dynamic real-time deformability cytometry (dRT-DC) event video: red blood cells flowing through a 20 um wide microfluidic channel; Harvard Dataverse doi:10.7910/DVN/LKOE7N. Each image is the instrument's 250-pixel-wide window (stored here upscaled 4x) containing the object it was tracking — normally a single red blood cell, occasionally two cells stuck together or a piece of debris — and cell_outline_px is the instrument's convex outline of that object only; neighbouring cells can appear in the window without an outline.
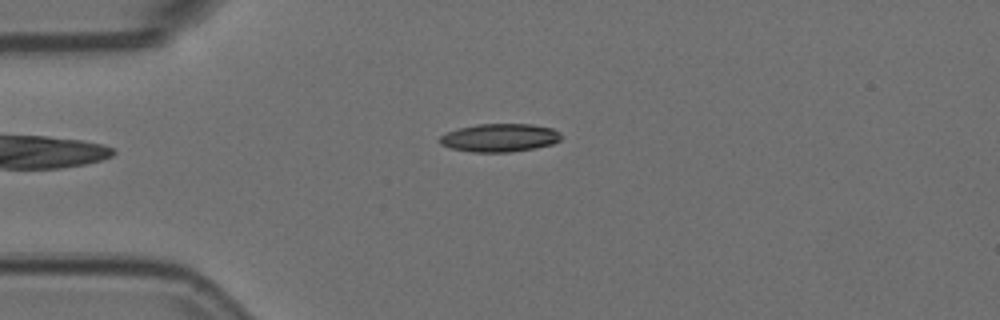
{"species": "Egyptian fruit bat (a non-hibernating species)", "species_latin": "Rousettus aegyptiacus", "temperature_condition": "room temperature", "stored_images_in_passage": 35, "camera_frame_rate_fps": 3000, "um_per_image_px": 0.085, "animal": {"sex": "female"}, "frame": {"image": 1, "passage_image": 1, "time_ms": 0.0, "image_size_px": [1000, 320], "cell_outline_px": [[564, 136], [560, 140], [552, 144], [532, 148], [508, 152], [472, 152], [452, 148], [440, 144], [440, 136], [448, 132], [460, 128], [476, 124], [532, 124], [552, 128], [560, 132]], "centroid_in_image_um": [42.51, 11.7], "position_along_channel_um": 42.5, "area_um2": 19.83}}
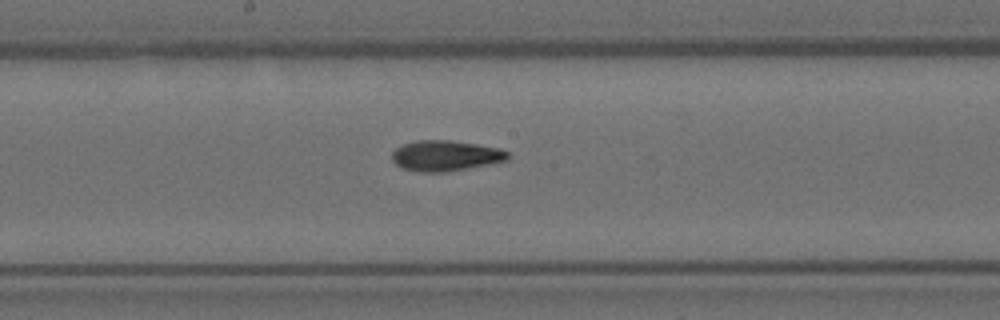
{"frame": {"image": 2, "passage_image": 16, "time_ms": 5.0, "image_size_px": [1000, 320], "cell_outline_px": [[508, 160], [468, 168], [444, 172], [420, 172], [400, 168], [392, 160], [392, 152], [396, 148], [404, 144], [416, 140], [452, 140], [500, 148], [508, 152]], "centroid_in_image_um": [37.84, 13.23], "position_along_channel_um": 210.4, "area_um2": 20.63}}
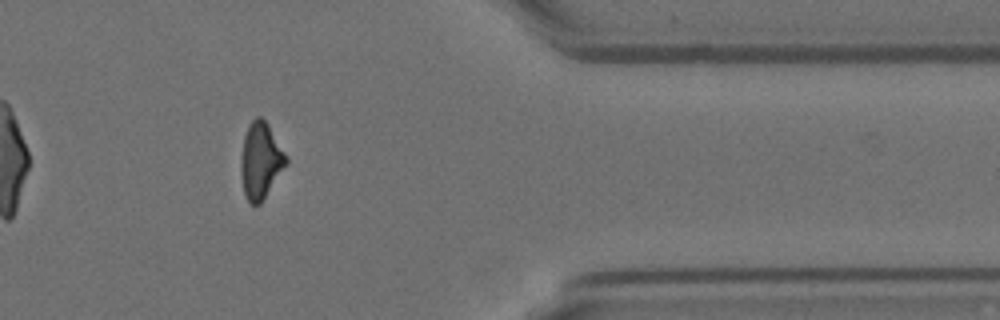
{"frame": {"image": 3, "passage_image": 32, "time_ms": 10.333, "image_size_px": [1000, 320], "cell_outline_px": [[288, 164], [260, 204], [252, 204], [244, 196], [240, 172], [240, 164], [244, 136], [248, 124], [256, 116], [260, 116], [268, 124], [284, 152], [288, 160]], "centroid_in_image_um": [22.14, 13.66], "position_along_channel_um": 389.3, "area_um2": 20.11}, "authors_computed_cell_mechanics": {"area_um2": 20.1722, "velocity_mm_per_s": 3.7611, "shape_relaxation_time_tau1_ms": 7.316, "shape_relaxation_time_tau2_ms": 3.1867, "deformation_change_tau1": 0.2311, "deformation_change_tau2": 0.1046}}